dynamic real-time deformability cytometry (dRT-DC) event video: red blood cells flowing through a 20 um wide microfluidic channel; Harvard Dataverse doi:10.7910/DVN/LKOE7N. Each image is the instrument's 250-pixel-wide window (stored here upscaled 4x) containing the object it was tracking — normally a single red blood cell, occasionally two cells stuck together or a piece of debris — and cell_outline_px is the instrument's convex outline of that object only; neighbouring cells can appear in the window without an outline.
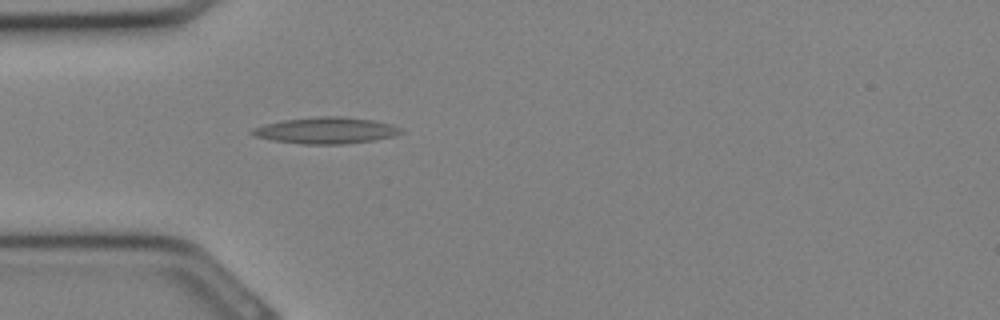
{"species": "Egyptian fruit bat (a non-hibernating species)", "species_latin": "Rousettus aegyptiacus", "temperature_condition": "cold", "stored_images_in_passage": 10, "camera_frame_rate_fps": 3000, "um_per_image_px": 0.085, "animal": {"sex": "female"}, "frame": {"image": 1, "passage_image": 2, "time_ms": 0.333, "image_size_px": [1000, 320], "cell_outline_px": [[404, 132], [392, 136], [372, 140], [344, 144], [304, 144], [272, 140], [252, 136], [248, 132], [252, 128], [264, 124], [284, 120], [320, 116], [340, 116], [372, 120], [392, 124], [400, 128]], "centroid_in_image_um": [27.66, 11.09], "position_along_channel_um": 57.3, "area_um2": 22.83}}
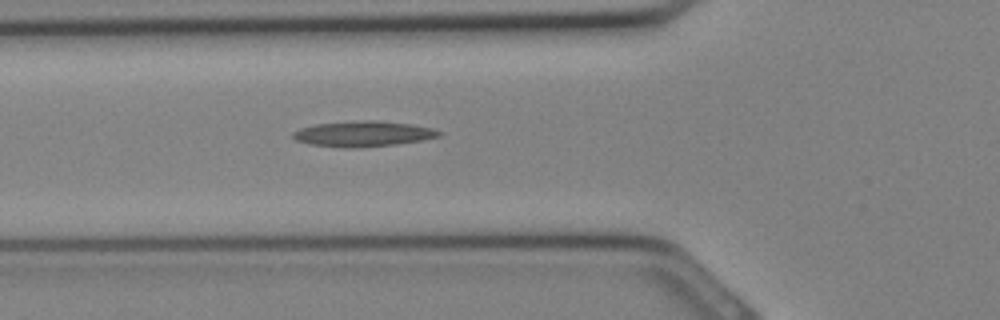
{"frame": {"image": 2, "passage_image": 4, "time_ms": 1.0, "image_size_px": [1000, 320], "cell_outline_px": [[444, 132], [440, 136], [420, 140], [396, 144], [360, 148], [344, 148], [308, 144], [296, 140], [292, 136], [292, 132], [300, 128], [316, 124], [360, 120], [376, 120], [412, 124], [432, 128]], "centroid_in_image_um": [30.86, 11.37], "position_along_channel_um": 94.9, "area_um2": 21.85}}
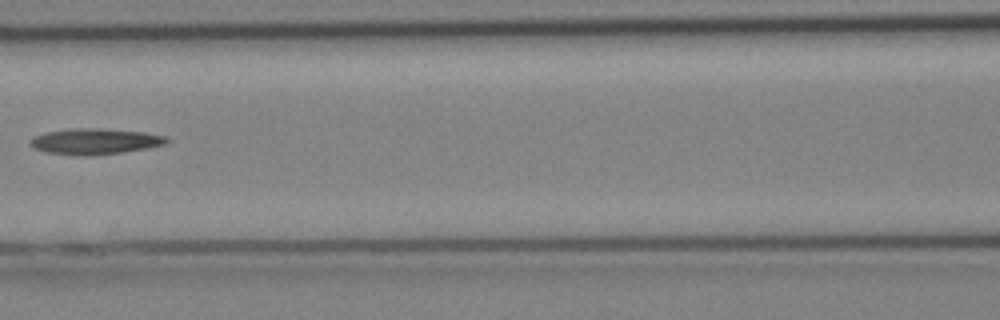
{"frame": {"image": 3, "passage_image": 7, "time_ms": 2.0, "image_size_px": [1000, 320], "cell_outline_px": [[168, 140], [164, 144], [144, 148], [120, 152], [88, 156], [80, 156], [48, 152], [36, 148], [28, 144], [28, 140], [44, 132], [72, 128], [100, 128], [144, 132], [164, 136]], "centroid_in_image_um": [8.0, 12.01], "position_along_channel_um": 158.6, "area_um2": 20.29}}